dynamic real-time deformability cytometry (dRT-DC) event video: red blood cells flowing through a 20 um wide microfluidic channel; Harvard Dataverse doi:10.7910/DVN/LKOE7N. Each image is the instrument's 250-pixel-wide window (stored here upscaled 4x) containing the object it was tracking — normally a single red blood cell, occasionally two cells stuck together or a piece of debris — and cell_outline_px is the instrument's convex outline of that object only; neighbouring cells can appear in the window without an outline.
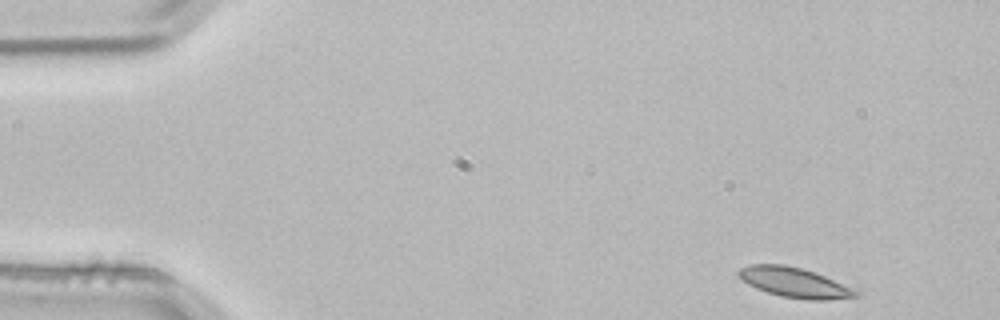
{"species": "common noctule bat (a hibernating species)", "species_latin": "Nyctalus noctula", "temperature_condition": "room temperature", "stored_images_in_passage": 4, "camera_frame_rate_fps": 3000, "um_per_image_px": 0.085, "animal": {"sex": "male", "body_mass_g": 21.5, "forearm_length_mm": 52.0}, "frame": {"image": 1, "passage_image": 1, "time_ms": 0.0, "image_size_px": [1000, 320], "cell_outline_px": [[860, 296], [828, 300], [808, 300], [780, 296], [756, 288], [740, 280], [736, 272], [740, 268], [752, 264], [784, 264], [816, 272], [860, 292]], "centroid_in_image_um": [67.5, 24.01], "position_along_channel_um": 17.5, "area_um2": 20.46}}